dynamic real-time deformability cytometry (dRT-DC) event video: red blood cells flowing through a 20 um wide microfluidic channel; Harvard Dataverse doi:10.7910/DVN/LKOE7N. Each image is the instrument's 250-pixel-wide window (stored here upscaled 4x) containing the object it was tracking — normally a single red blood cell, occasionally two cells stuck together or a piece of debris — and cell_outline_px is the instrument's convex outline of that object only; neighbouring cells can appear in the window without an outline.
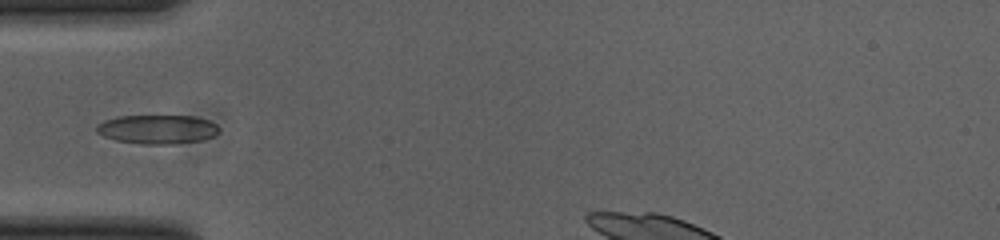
{"species": "common noctule bat (a hibernating species)", "species_latin": "Nyctalus noctula", "temperature_condition": "cold", "stored_images_in_passage": 28, "camera_frame_rate_fps": 3000, "um_per_image_px": 0.085, "animal": {"sex": "female", "body_mass_g": 23.0, "forearm_length_mm": 53.4}, "frame": {"image": 1, "passage_image": 1, "time_ms": 0.0, "image_size_px": [1000, 240], "cell_outline_px": [[220, 128], [212, 136], [200, 140], [172, 144], [144, 144], [116, 140], [104, 136], [96, 132], [96, 124], [104, 120], [116, 116], [196, 116], [208, 120], [216, 124]], "centroid_in_image_um": [13.34, 10.98], "position_along_channel_um": 71.7, "area_um2": 20.63}}
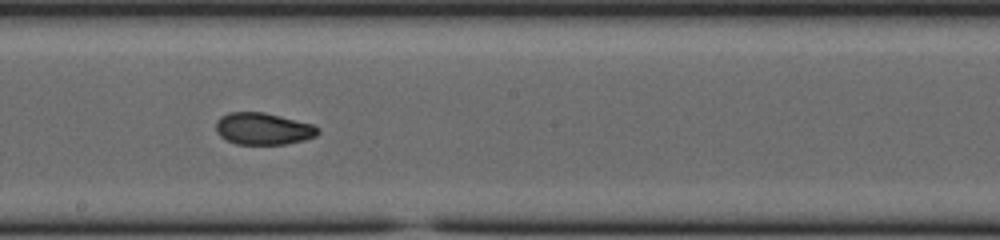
{"frame": {"image": 2, "passage_image": 13, "time_ms": 4.0, "image_size_px": [1000, 240], "cell_outline_px": [[320, 132], [316, 136], [304, 140], [284, 144], [236, 144], [220, 136], [216, 132], [216, 120], [220, 116], [228, 112], [264, 112], [312, 124], [320, 128]], "centroid_in_image_um": [22.36, 10.94], "position_along_channel_um": 225.8, "area_um2": 19.02}}
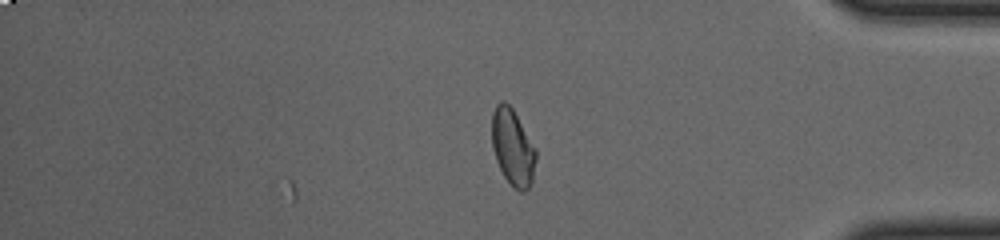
{"frame": {"image": 3, "passage_image": 28, "time_ms": 9.0, "image_size_px": [1000, 240], "cell_outline_px": [[536, 160], [532, 180], [528, 188], [524, 192], [520, 192], [504, 176], [496, 160], [492, 148], [492, 112], [496, 104], [500, 100], [504, 100], [512, 108], [536, 148]], "centroid_in_image_um": [43.57, 12.49], "position_along_channel_um": 391.6, "area_um2": 19.54}}